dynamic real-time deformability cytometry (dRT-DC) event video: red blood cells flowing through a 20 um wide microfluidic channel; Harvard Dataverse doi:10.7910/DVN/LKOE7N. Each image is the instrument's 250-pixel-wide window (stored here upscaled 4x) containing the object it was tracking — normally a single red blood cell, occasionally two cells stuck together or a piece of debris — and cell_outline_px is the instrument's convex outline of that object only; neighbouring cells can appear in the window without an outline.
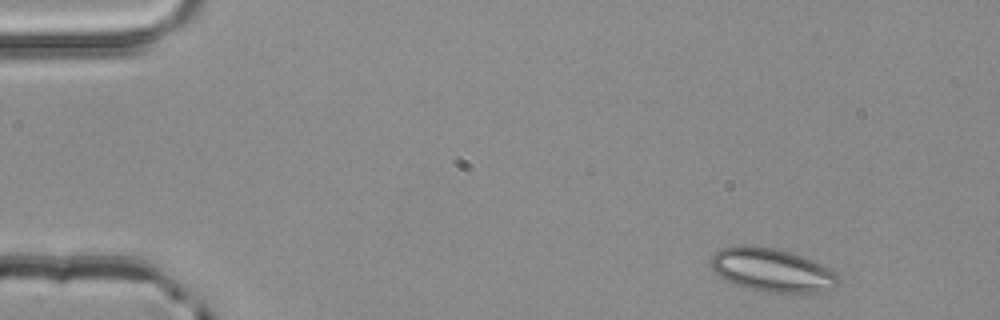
{"species": "common noctule bat (a hibernating species)", "species_latin": "Nyctalus noctula", "temperature_condition": "room temperature", "stored_images_in_passage": 3, "camera_frame_rate_fps": 3000, "um_per_image_px": 0.085, "animal": {"sex": "male", "body_mass_g": 20.4}, "frame": {"image": 1, "passage_image": 1, "time_ms": 0.0, "image_size_px": [1000, 320], "cell_outline_px": [[840, 284], [836, 288], [816, 292], [764, 292], [736, 284], [724, 280], [712, 268], [708, 260], [720, 248], [740, 244], [748, 244], [776, 248], [792, 252], [804, 256], [836, 272], [840, 276]], "centroid_in_image_um": [65.63, 22.93], "position_along_channel_um": 19.4, "area_um2": 32.66}}